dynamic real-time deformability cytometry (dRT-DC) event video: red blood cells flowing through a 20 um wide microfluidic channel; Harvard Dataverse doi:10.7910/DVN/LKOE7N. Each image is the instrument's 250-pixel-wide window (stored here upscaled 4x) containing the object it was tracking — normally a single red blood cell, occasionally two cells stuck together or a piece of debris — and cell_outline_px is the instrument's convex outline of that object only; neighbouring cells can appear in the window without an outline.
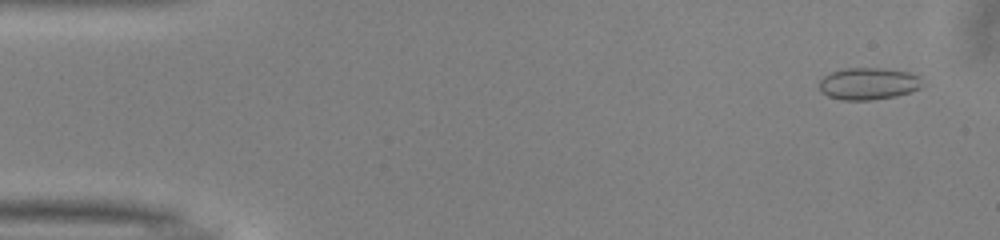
{"species": "common noctule bat (a hibernating species)", "species_latin": "Nyctalus noctula", "temperature_condition": "warm", "stored_images_in_passage": 51, "camera_frame_rate_fps": 3000, "um_per_image_px": 0.085, "animal": {"sex": "male", "body_mass_g": 13.0, "forearm_length_mm": 53.1}, "frame": {"image": 1, "passage_image": 3, "time_ms": 0.667, "image_size_px": [1000, 240], "cell_outline_px": [[924, 84], [920, 88], [896, 96], [872, 100], [840, 100], [828, 96], [820, 92], [820, 80], [824, 76], [832, 72], [848, 68], [884, 68], [908, 72], [920, 76]], "centroid_in_image_um": [73.83, 7.11], "position_along_channel_um": 11.2, "area_um2": 19.31}}
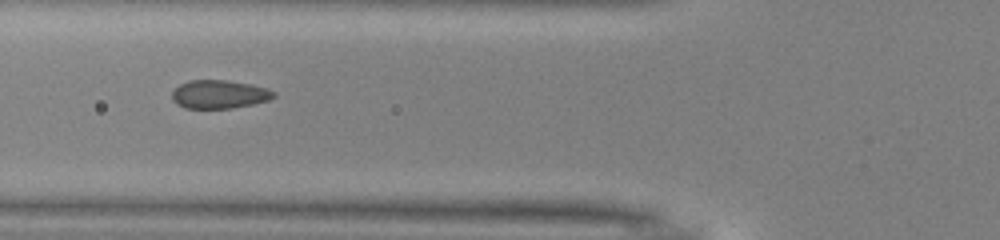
{"frame": {"image": 2, "passage_image": 19, "time_ms": 6.0, "image_size_px": [1000, 240], "cell_outline_px": [[276, 96], [268, 100], [252, 104], [232, 108], [184, 108], [176, 104], [172, 100], [172, 92], [180, 84], [188, 80], [224, 80], [252, 84], [268, 88], [276, 92]], "centroid_in_image_um": [18.64, 8.01], "position_along_channel_um": 107.2, "area_um2": 16.94}}
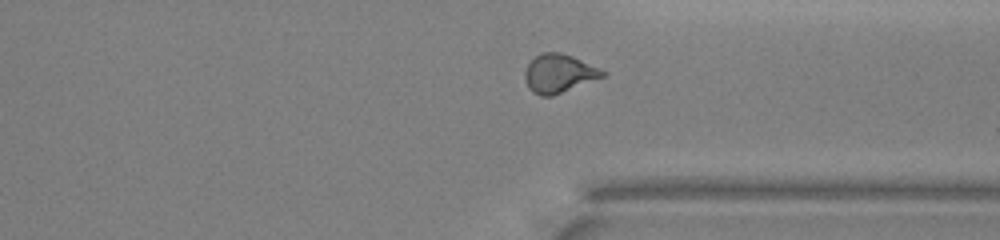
{"frame": {"image": 3, "passage_image": 38, "time_ms": 12.333, "image_size_px": [1000, 240], "cell_outline_px": [[608, 76], [552, 96], [540, 96], [532, 92], [528, 88], [524, 76], [524, 72], [528, 64], [540, 52], [560, 52], [572, 56], [600, 68], [608, 72]], "centroid_in_image_um": [47.54, 6.25], "position_along_channel_um": 363.9, "area_um2": 17.74}, "authors_computed_cell_mechanics": {"area_um2": 17.5134, "velocity_mm_per_s": 4.0545, "shape_relaxation_time_tau1_ms": 7.3698, "shape_relaxation_time_tau2_ms": 0.4946, "deformation_change_tau1": 0.1457, "deformation_change_tau2": 0.0424}}